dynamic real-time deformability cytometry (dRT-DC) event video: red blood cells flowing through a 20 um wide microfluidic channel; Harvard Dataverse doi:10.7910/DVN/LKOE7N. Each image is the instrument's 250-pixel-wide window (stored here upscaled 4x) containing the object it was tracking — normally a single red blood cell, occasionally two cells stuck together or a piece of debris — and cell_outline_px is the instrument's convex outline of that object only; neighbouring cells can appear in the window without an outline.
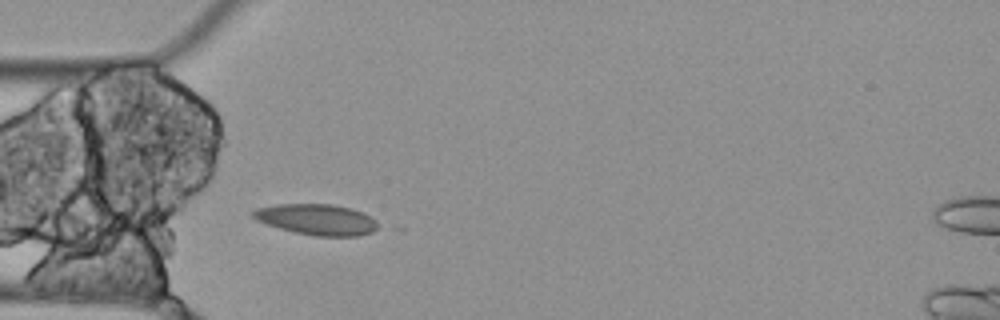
{"species": "Egyptian fruit bat (a non-hibernating species)", "species_latin": "Rousettus aegyptiacus", "temperature_condition": "cold", "stored_images_in_passage": 3, "camera_frame_rate_fps": 3000, "um_per_image_px": 0.085, "animal": {"sex": "female"}, "frame": {"image": 1, "passage_image": 3, "time_ms": 0.667, "image_size_px": [1000, 320], "cell_outline_px": [[380, 228], [372, 232], [360, 236], [316, 236], [296, 232], [280, 228], [256, 220], [252, 216], [252, 212], [256, 208], [276, 204], [332, 204], [352, 208], [376, 220]], "centroid_in_image_um": [26.95, 18.65], "position_along_channel_um": 58.1, "area_um2": 22.43}}